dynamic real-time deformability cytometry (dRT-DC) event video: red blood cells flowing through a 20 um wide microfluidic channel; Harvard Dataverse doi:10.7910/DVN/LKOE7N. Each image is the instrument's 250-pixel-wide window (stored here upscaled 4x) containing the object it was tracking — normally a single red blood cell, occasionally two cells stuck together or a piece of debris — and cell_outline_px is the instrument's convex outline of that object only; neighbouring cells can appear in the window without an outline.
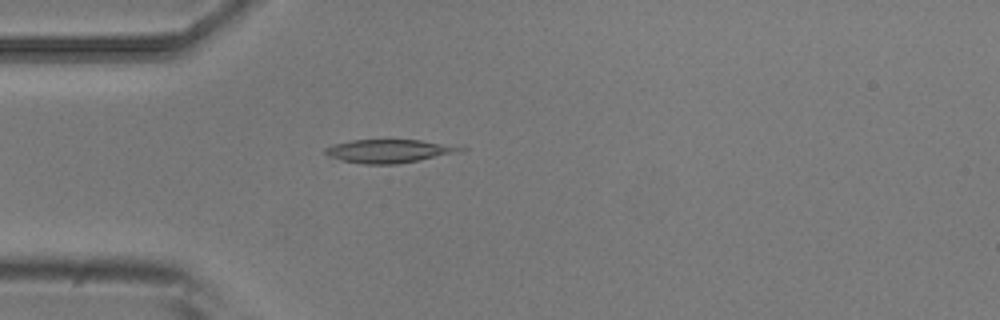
{"species": "common noctule bat (a hibernating species)", "species_latin": "Nyctalus noctula", "temperature_condition": "room temperature", "stored_images_in_passage": 4, "camera_frame_rate_fps": 3000, "um_per_image_px": 0.085, "animal": {"sex": "male", "body_mass_g": 20.5, "forearm_length_mm": 52.5}, "frame": {"image": 1, "passage_image": 4, "time_ms": 1.0, "image_size_px": [1000, 320], "cell_outline_px": [[468, 148], [464, 152], [420, 160], [396, 164], [364, 164], [344, 160], [328, 156], [324, 152], [324, 148], [332, 144], [352, 140], [420, 140], [464, 144]], "centroid_in_image_um": [33.25, 12.82], "position_along_channel_um": 51.7, "area_um2": 18.96}}